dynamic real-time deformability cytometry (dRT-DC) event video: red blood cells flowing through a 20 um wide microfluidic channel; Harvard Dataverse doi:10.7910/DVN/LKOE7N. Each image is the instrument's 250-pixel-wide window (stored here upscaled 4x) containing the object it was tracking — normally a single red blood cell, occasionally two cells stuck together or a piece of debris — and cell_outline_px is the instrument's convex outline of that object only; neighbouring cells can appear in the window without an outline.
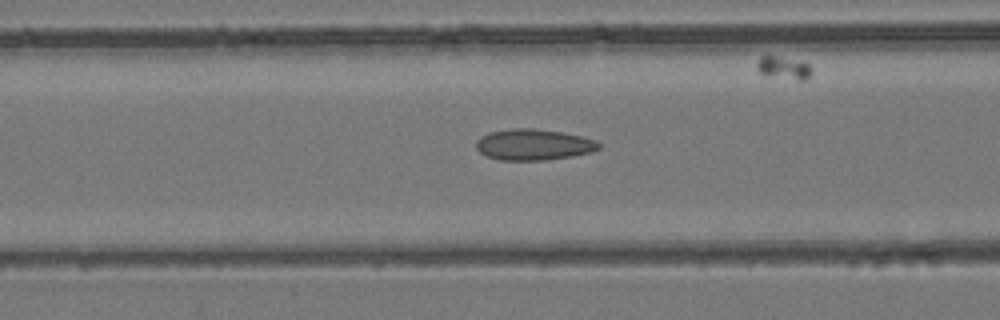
{"species": "common noctule bat (a hibernating species)", "species_latin": "Nyctalus noctula", "temperature_condition": "room temperature", "stored_images_in_passage": 54, "camera_frame_rate_fps": 3000, "um_per_image_px": 0.085, "animal": {"sex": "female", "body_mass_g": 24.6, "forearm_length_mm": 56.2}, "frame": {"image": 1, "passage_image": 22, "time_ms": 7.0, "image_size_px": [1000, 320], "cell_outline_px": [[600, 148], [592, 152], [572, 156], [544, 160], [500, 160], [488, 156], [480, 152], [476, 148], [476, 140], [480, 136], [488, 132], [512, 128], [536, 128], [584, 136], [596, 140], [600, 144]], "centroid_in_image_um": [45.35, 12.28], "position_along_channel_um": 121.2, "area_um2": 22.37}}
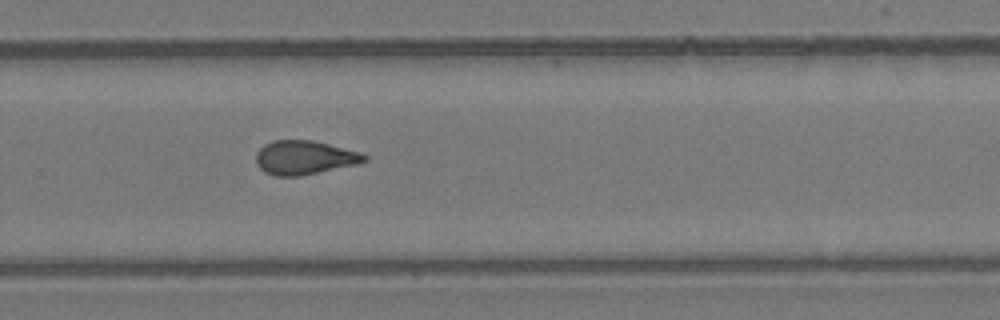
{"frame": {"image": 2, "passage_image": 36, "time_ms": 11.667, "image_size_px": [1000, 320], "cell_outline_px": [[368, 160], [356, 164], [300, 176], [276, 176], [264, 172], [256, 164], [256, 152], [264, 144], [272, 140], [312, 140], [360, 152], [368, 156]], "centroid_in_image_um": [25.85, 13.39], "position_along_channel_um": 304.0, "area_um2": 21.39}}
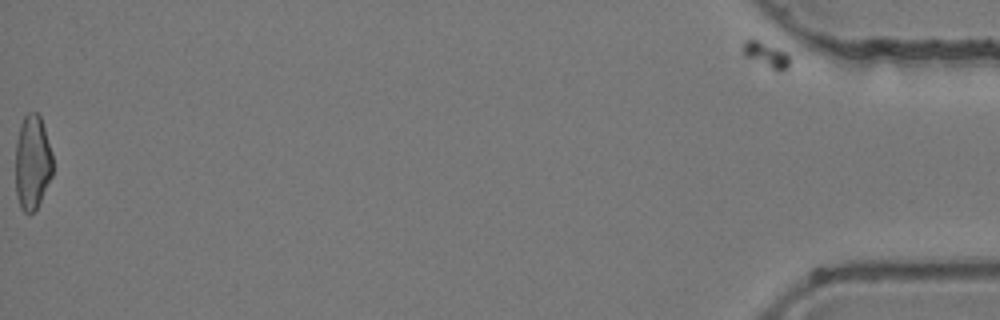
{"frame": {"image": 3, "passage_image": 54, "time_ms": 17.667, "image_size_px": [1000, 320], "cell_outline_px": [[52, 176], [36, 208], [32, 212], [24, 212], [20, 208], [16, 196], [16, 140], [20, 124], [24, 116], [28, 112], [36, 112], [40, 116], [52, 152]], "centroid_in_image_um": [2.74, 13.78], "position_along_channel_um": 432.5, "area_um2": 20.46}, "authors_computed_cell_mechanics": {"area_um2": 21.5883, "velocity_mm_per_s": 3.9184, "shape_relaxation_time_tau1_ms": 9.0799, "shape_relaxation_time_tau2_ms": 2.0908, "deformation_change_tau1": 0.1881, "deformation_change_tau2": 0.0838}}